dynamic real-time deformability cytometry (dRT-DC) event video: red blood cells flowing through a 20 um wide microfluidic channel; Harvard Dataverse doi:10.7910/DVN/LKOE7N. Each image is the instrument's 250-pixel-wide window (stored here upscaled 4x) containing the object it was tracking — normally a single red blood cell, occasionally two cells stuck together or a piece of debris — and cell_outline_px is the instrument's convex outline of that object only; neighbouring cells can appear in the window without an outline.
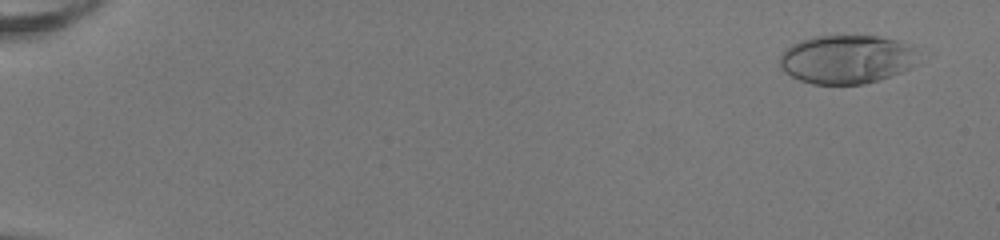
{"species": "human", "species_latin": "Homo sapiens", "temperature_condition": "room temperature", "stored_images_in_passage": 53, "camera_frame_rate_fps": 3000, "um_per_image_px": 0.085, "donor": {"sex": "female"}, "frame": {"image": 1, "passage_image": 4, "time_ms": 1.0, "image_size_px": [1000, 240], "cell_outline_px": [[912, 68], [864, 84], [812, 84], [800, 80], [784, 72], [780, 68], [780, 56], [792, 44], [800, 40], [812, 36], [876, 36], [896, 40], [908, 44], [912, 48]], "centroid_in_image_um": [71.87, 5.04], "position_along_channel_um": 13.1, "area_um2": 38.67}}
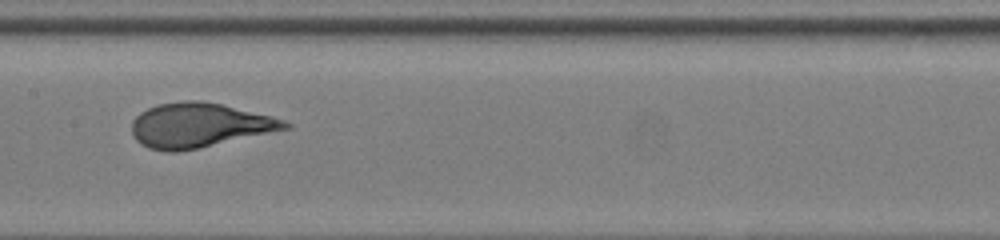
{"frame": {"image": 2, "passage_image": 30, "time_ms": 9.667, "image_size_px": [1000, 240], "cell_outline_px": [[292, 128], [200, 148], [176, 152], [168, 152], [148, 148], [140, 144], [132, 136], [132, 120], [140, 112], [148, 108], [160, 104], [184, 100], [200, 100], [220, 104], [272, 116], [284, 120], [292, 124]], "centroid_in_image_um": [16.93, 10.66], "position_along_channel_um": 190.5, "area_um2": 39.88}}
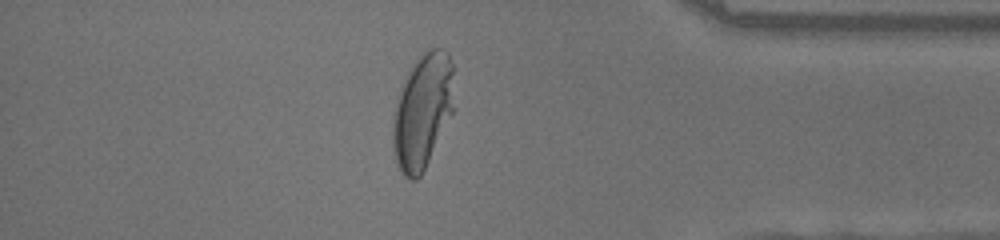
{"frame": {"image": 3, "passage_image": 47, "time_ms": 15.333, "image_size_px": [1000, 240], "cell_outline_px": [[452, 112], [420, 176], [416, 180], [408, 180], [400, 172], [396, 164], [392, 144], [392, 116], [400, 88], [412, 64], [424, 52], [432, 48], [440, 48], [448, 52], [452, 64]], "centroid_in_image_um": [35.86, 9.46], "position_along_channel_um": 399.3, "area_um2": 40.58}, "authors_computed_cell_mechanics": {"area_um2": 39.7086, "velocity_mm_per_s": 4.0456, "shape_relaxation_time_tau1_ms": 4.1749, "shape_relaxation_time_tau2_ms": null, "deformation_change_tau1": 0.2466, "deformation_change_tau2": null}}